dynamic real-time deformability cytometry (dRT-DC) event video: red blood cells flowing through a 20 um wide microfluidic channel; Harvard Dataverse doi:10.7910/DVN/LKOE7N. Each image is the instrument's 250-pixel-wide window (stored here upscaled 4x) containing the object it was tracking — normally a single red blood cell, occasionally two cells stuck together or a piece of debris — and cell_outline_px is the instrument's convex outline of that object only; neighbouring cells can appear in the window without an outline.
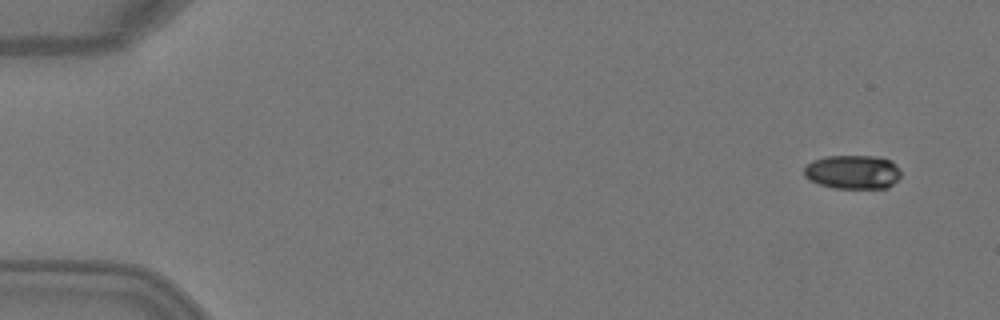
{"species": "Egyptian fruit bat (a non-hibernating species)", "species_latin": "Rousettus aegyptiacus", "temperature_condition": "warm", "stored_images_in_passage": 5, "camera_frame_rate_fps": 3000, "um_per_image_px": 0.085, "animal": {"sex": "female"}, "frame": {"image": 1, "passage_image": 1, "time_ms": 0.0, "image_size_px": [1000, 320], "cell_outline_px": [[900, 176], [888, 188], [832, 188], [808, 180], [804, 176], [804, 168], [812, 160], [824, 156], [876, 156], [892, 160], [900, 168]], "centroid_in_image_um": [72.48, 14.61], "position_along_channel_um": 12.5, "area_um2": 19.36}}
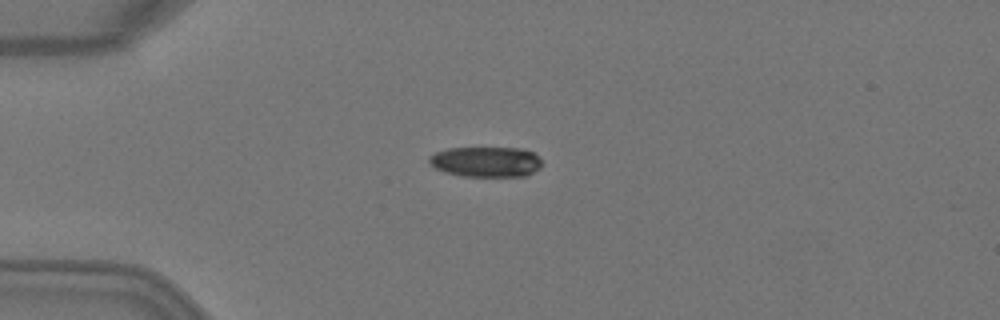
{"frame": {"image": 2, "passage_image": 4, "time_ms": 1.0, "image_size_px": [1000, 320], "cell_outline_px": [[540, 168], [524, 176], [460, 176], [444, 172], [436, 168], [428, 160], [428, 156], [436, 152], [448, 148], [520, 148], [532, 152], [540, 160]], "centroid_in_image_um": [41.27, 13.75], "position_along_channel_um": 43.7, "area_um2": 19.77}}